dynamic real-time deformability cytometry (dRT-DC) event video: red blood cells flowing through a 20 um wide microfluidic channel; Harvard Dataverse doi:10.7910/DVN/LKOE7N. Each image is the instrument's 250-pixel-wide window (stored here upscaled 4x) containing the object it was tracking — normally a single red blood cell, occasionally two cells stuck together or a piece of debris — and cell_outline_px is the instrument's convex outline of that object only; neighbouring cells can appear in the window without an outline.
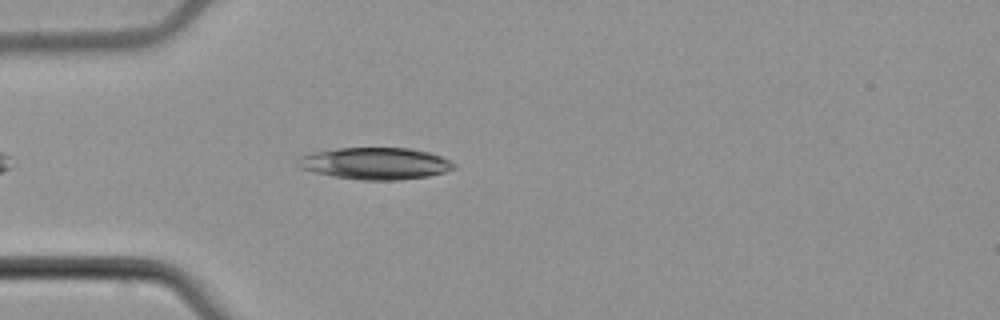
{"species": "common noctule bat (a hibernating species)", "species_latin": "Nyctalus noctula", "temperature_condition": "cold", "stored_images_in_passage": 43, "camera_frame_rate_fps": 3000, "um_per_image_px": 0.085, "animal": {"sex": "male", "body_mass_g": 21.5, "forearm_length_mm": 52.0}, "frame": {"image": 1, "passage_image": 5, "time_ms": 1.333, "image_size_px": [1000, 320], "cell_outline_px": [[456, 168], [444, 172], [428, 176], [396, 180], [364, 180], [332, 176], [300, 168], [296, 164], [300, 156], [312, 152], [340, 148], [408, 148], [428, 152], [440, 156], [456, 164]], "centroid_in_image_um": [31.9, 13.89], "position_along_channel_um": 53.1, "area_um2": 28.78}}
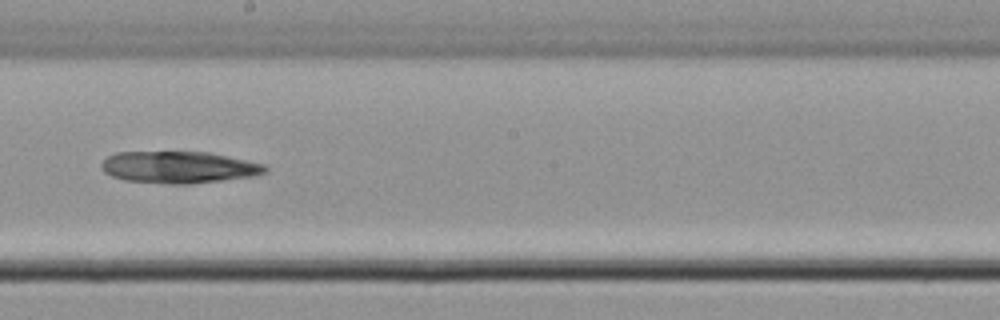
{"frame": {"image": 2, "passage_image": 20, "time_ms": 6.333, "image_size_px": [1000, 320], "cell_outline_px": [[268, 172], [256, 176], [224, 180], [188, 184], [168, 184], [124, 180], [112, 176], [104, 172], [100, 164], [108, 156], [116, 152], [208, 152], [264, 164], [268, 168]], "centroid_in_image_um": [15.21, 14.22], "position_along_channel_um": 233.0, "area_um2": 30.46}}
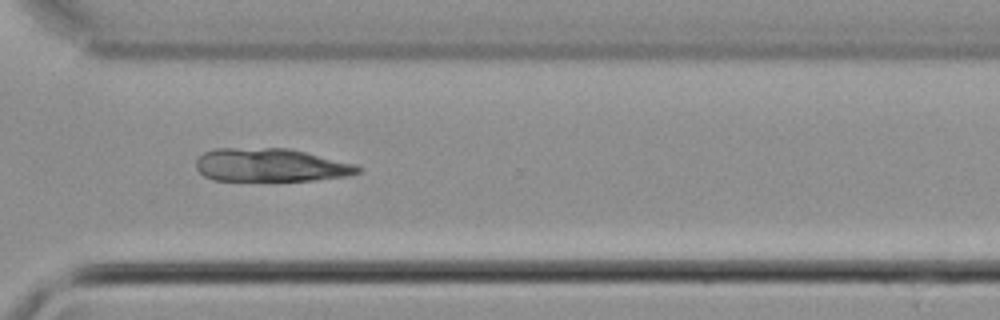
{"frame": {"image": 3, "passage_image": 29, "time_ms": 9.333, "image_size_px": [1000, 320], "cell_outline_px": [[360, 172], [348, 176], [312, 180], [212, 180], [204, 176], [196, 168], [196, 160], [204, 152], [212, 148], [288, 148], [356, 164], [360, 168]], "centroid_in_image_um": [22.98, 14.02], "position_along_channel_um": 347.6, "area_um2": 31.27}}